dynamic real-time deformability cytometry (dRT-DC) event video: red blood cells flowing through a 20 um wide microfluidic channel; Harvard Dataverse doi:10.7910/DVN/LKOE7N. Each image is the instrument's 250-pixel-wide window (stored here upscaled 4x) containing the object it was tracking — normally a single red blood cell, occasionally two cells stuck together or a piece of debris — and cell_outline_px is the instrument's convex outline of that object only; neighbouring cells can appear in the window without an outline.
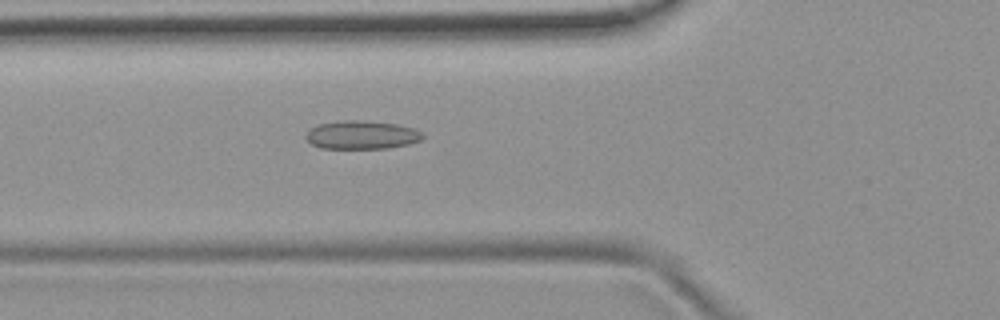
{"species": "common noctule bat (a hibernating species)", "species_latin": "Nyctalus noctula", "temperature_condition": "room temperature", "stored_images_in_passage": 5, "camera_frame_rate_fps": 3000, "um_per_image_px": 0.085, "animal": {"sex": "female", "body_mass_g": 19.9}, "frame": {"image": 1, "passage_image": 5, "time_ms": 4.667, "image_size_px": [1000, 320], "cell_outline_px": [[424, 136], [420, 140], [408, 144], [388, 148], [320, 148], [312, 144], [304, 136], [312, 128], [320, 124], [340, 120], [364, 120], [396, 124], [416, 128], [424, 132]], "centroid_in_image_um": [30.79, 11.46], "position_along_channel_um": 95.0, "area_um2": 19.36}}